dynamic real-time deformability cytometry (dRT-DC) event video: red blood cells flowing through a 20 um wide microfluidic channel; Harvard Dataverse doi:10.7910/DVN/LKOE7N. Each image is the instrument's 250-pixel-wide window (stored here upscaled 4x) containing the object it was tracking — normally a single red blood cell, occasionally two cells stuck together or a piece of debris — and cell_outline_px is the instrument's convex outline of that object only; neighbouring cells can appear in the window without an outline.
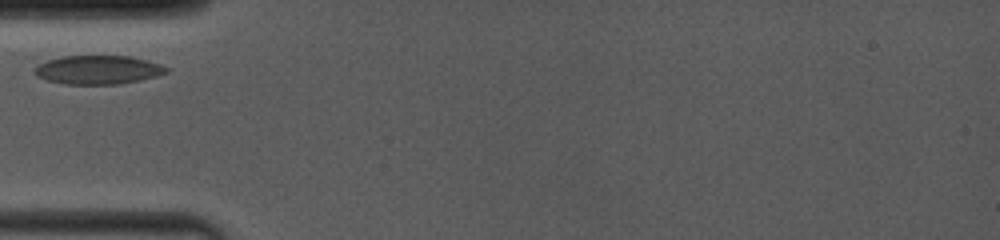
{"species": "common noctule bat (a hibernating species)", "species_latin": "Nyctalus noctula", "temperature_condition": "room temperature", "stored_images_in_passage": 6, "camera_frame_rate_fps": 4000, "um_per_image_px": 0.085, "animal": {"sex": "female", "body_mass_g": 19.0, "forearm_length_mm": 53.3}, "frame": {"image": 1, "passage_image": 1, "time_ms": 0.0, "image_size_px": [1000, 240], "cell_outline_px": [[168, 72], [156, 76], [140, 80], [120, 84], [64, 84], [44, 80], [36, 76], [36, 64], [60, 56], [128, 56], [148, 60], [160, 64], [168, 68]], "centroid_in_image_um": [8.32, 5.93], "position_along_channel_um": 76.7, "area_um2": 22.14}}
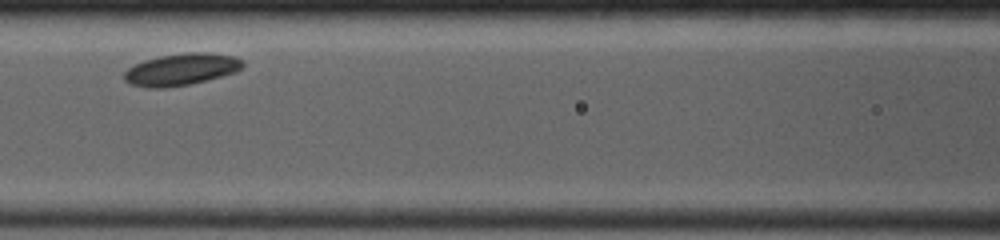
{"frame": {"image": 2, "passage_image": 3, "time_ms": 2.0, "image_size_px": [1000, 240], "cell_outline_px": [[244, 64], [236, 72], [188, 84], [164, 88], [144, 88], [128, 84], [124, 80], [124, 72], [128, 68], [144, 60], [160, 56], [188, 52], [208, 52], [236, 56], [244, 60]], "centroid_in_image_um": [15.39, 5.89], "position_along_channel_um": 151.2, "area_um2": 22.08}}
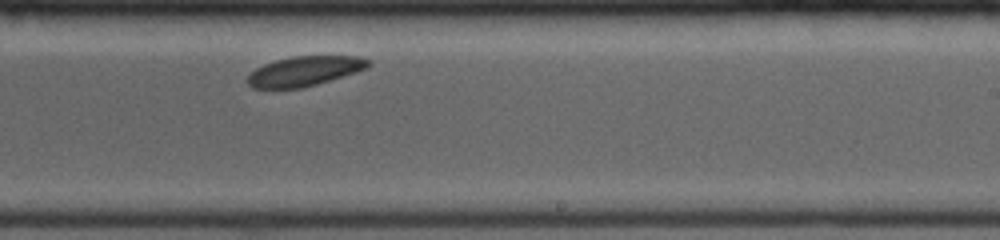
{"frame": {"image": 3, "passage_image": 6, "time_ms": 5.0, "image_size_px": [1000, 240], "cell_outline_px": [[372, 64], [368, 68], [316, 84], [300, 88], [252, 88], [244, 80], [256, 68], [264, 64], [276, 60], [292, 56], [360, 56], [372, 60]], "centroid_in_image_um": [25.9, 6.03], "position_along_channel_um": 263.1, "area_um2": 20.92}}